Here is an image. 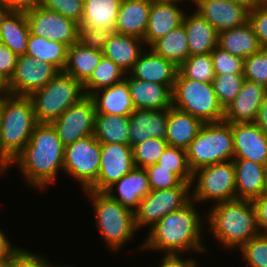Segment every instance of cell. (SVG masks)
<instances>
[{"instance_id": "cell-38", "label": "cell", "mask_w": 267, "mask_h": 267, "mask_svg": "<svg viewBox=\"0 0 267 267\" xmlns=\"http://www.w3.org/2000/svg\"><path fill=\"white\" fill-rule=\"evenodd\" d=\"M178 73L184 78L212 83L215 73L211 54L189 56L178 66Z\"/></svg>"}, {"instance_id": "cell-40", "label": "cell", "mask_w": 267, "mask_h": 267, "mask_svg": "<svg viewBox=\"0 0 267 267\" xmlns=\"http://www.w3.org/2000/svg\"><path fill=\"white\" fill-rule=\"evenodd\" d=\"M244 80L243 74L215 75L212 83L217 100L223 109L238 95Z\"/></svg>"}, {"instance_id": "cell-1", "label": "cell", "mask_w": 267, "mask_h": 267, "mask_svg": "<svg viewBox=\"0 0 267 267\" xmlns=\"http://www.w3.org/2000/svg\"><path fill=\"white\" fill-rule=\"evenodd\" d=\"M65 145L51 123H38L23 150L13 159L29 184L46 188L56 183L58 171L64 168Z\"/></svg>"}, {"instance_id": "cell-12", "label": "cell", "mask_w": 267, "mask_h": 267, "mask_svg": "<svg viewBox=\"0 0 267 267\" xmlns=\"http://www.w3.org/2000/svg\"><path fill=\"white\" fill-rule=\"evenodd\" d=\"M25 14L32 35L63 43L67 47L79 41V23L75 20L40 5Z\"/></svg>"}, {"instance_id": "cell-48", "label": "cell", "mask_w": 267, "mask_h": 267, "mask_svg": "<svg viewBox=\"0 0 267 267\" xmlns=\"http://www.w3.org/2000/svg\"><path fill=\"white\" fill-rule=\"evenodd\" d=\"M248 22L261 47L267 48V6H255L249 10Z\"/></svg>"}, {"instance_id": "cell-63", "label": "cell", "mask_w": 267, "mask_h": 267, "mask_svg": "<svg viewBox=\"0 0 267 267\" xmlns=\"http://www.w3.org/2000/svg\"><path fill=\"white\" fill-rule=\"evenodd\" d=\"M0 267H7V261H0Z\"/></svg>"}, {"instance_id": "cell-49", "label": "cell", "mask_w": 267, "mask_h": 267, "mask_svg": "<svg viewBox=\"0 0 267 267\" xmlns=\"http://www.w3.org/2000/svg\"><path fill=\"white\" fill-rule=\"evenodd\" d=\"M50 264L44 257L19 248L10 259L7 260V267H49Z\"/></svg>"}, {"instance_id": "cell-8", "label": "cell", "mask_w": 267, "mask_h": 267, "mask_svg": "<svg viewBox=\"0 0 267 267\" xmlns=\"http://www.w3.org/2000/svg\"><path fill=\"white\" fill-rule=\"evenodd\" d=\"M172 107L193 115L203 123L219 122L224 116L213 83L184 78L179 73L172 89Z\"/></svg>"}, {"instance_id": "cell-62", "label": "cell", "mask_w": 267, "mask_h": 267, "mask_svg": "<svg viewBox=\"0 0 267 267\" xmlns=\"http://www.w3.org/2000/svg\"><path fill=\"white\" fill-rule=\"evenodd\" d=\"M257 6H267V0H257Z\"/></svg>"}, {"instance_id": "cell-24", "label": "cell", "mask_w": 267, "mask_h": 267, "mask_svg": "<svg viewBox=\"0 0 267 267\" xmlns=\"http://www.w3.org/2000/svg\"><path fill=\"white\" fill-rule=\"evenodd\" d=\"M114 186H117L115 188L119 196L113 192ZM150 190L151 188L145 168L134 167L128 174L111 185L106 193L112 199L117 200L123 206L134 211V208L138 207L140 200L143 199Z\"/></svg>"}, {"instance_id": "cell-16", "label": "cell", "mask_w": 267, "mask_h": 267, "mask_svg": "<svg viewBox=\"0 0 267 267\" xmlns=\"http://www.w3.org/2000/svg\"><path fill=\"white\" fill-rule=\"evenodd\" d=\"M197 12L218 32L242 26L248 22L249 9L230 0H197Z\"/></svg>"}, {"instance_id": "cell-27", "label": "cell", "mask_w": 267, "mask_h": 267, "mask_svg": "<svg viewBox=\"0 0 267 267\" xmlns=\"http://www.w3.org/2000/svg\"><path fill=\"white\" fill-rule=\"evenodd\" d=\"M90 97L94 101L96 113L130 116L135 110L128 84L124 79L110 87L97 90Z\"/></svg>"}, {"instance_id": "cell-34", "label": "cell", "mask_w": 267, "mask_h": 267, "mask_svg": "<svg viewBox=\"0 0 267 267\" xmlns=\"http://www.w3.org/2000/svg\"><path fill=\"white\" fill-rule=\"evenodd\" d=\"M93 135L100 143L129 144V116L96 113Z\"/></svg>"}, {"instance_id": "cell-52", "label": "cell", "mask_w": 267, "mask_h": 267, "mask_svg": "<svg viewBox=\"0 0 267 267\" xmlns=\"http://www.w3.org/2000/svg\"><path fill=\"white\" fill-rule=\"evenodd\" d=\"M158 267H192L196 262L194 259L182 260L178 254L166 253Z\"/></svg>"}, {"instance_id": "cell-18", "label": "cell", "mask_w": 267, "mask_h": 267, "mask_svg": "<svg viewBox=\"0 0 267 267\" xmlns=\"http://www.w3.org/2000/svg\"><path fill=\"white\" fill-rule=\"evenodd\" d=\"M234 159L264 164L267 160V135L254 122L231 123Z\"/></svg>"}, {"instance_id": "cell-55", "label": "cell", "mask_w": 267, "mask_h": 267, "mask_svg": "<svg viewBox=\"0 0 267 267\" xmlns=\"http://www.w3.org/2000/svg\"><path fill=\"white\" fill-rule=\"evenodd\" d=\"M267 135V95L259 107L256 120L254 122Z\"/></svg>"}, {"instance_id": "cell-20", "label": "cell", "mask_w": 267, "mask_h": 267, "mask_svg": "<svg viewBox=\"0 0 267 267\" xmlns=\"http://www.w3.org/2000/svg\"><path fill=\"white\" fill-rule=\"evenodd\" d=\"M131 76V77H130ZM124 77L135 109L166 110L172 107V90L167 85Z\"/></svg>"}, {"instance_id": "cell-13", "label": "cell", "mask_w": 267, "mask_h": 267, "mask_svg": "<svg viewBox=\"0 0 267 267\" xmlns=\"http://www.w3.org/2000/svg\"><path fill=\"white\" fill-rule=\"evenodd\" d=\"M96 109L90 96L67 108L51 124L62 143L67 146L94 133Z\"/></svg>"}, {"instance_id": "cell-28", "label": "cell", "mask_w": 267, "mask_h": 267, "mask_svg": "<svg viewBox=\"0 0 267 267\" xmlns=\"http://www.w3.org/2000/svg\"><path fill=\"white\" fill-rule=\"evenodd\" d=\"M236 179V198L253 201L264 193V169L260 163L233 159Z\"/></svg>"}, {"instance_id": "cell-2", "label": "cell", "mask_w": 267, "mask_h": 267, "mask_svg": "<svg viewBox=\"0 0 267 267\" xmlns=\"http://www.w3.org/2000/svg\"><path fill=\"white\" fill-rule=\"evenodd\" d=\"M194 207V200H191L161 218L150 229L141 248L175 254L189 250L205 252L206 248L201 243L202 218Z\"/></svg>"}, {"instance_id": "cell-47", "label": "cell", "mask_w": 267, "mask_h": 267, "mask_svg": "<svg viewBox=\"0 0 267 267\" xmlns=\"http://www.w3.org/2000/svg\"><path fill=\"white\" fill-rule=\"evenodd\" d=\"M115 30L103 28H79V42L93 51H102Z\"/></svg>"}, {"instance_id": "cell-50", "label": "cell", "mask_w": 267, "mask_h": 267, "mask_svg": "<svg viewBox=\"0 0 267 267\" xmlns=\"http://www.w3.org/2000/svg\"><path fill=\"white\" fill-rule=\"evenodd\" d=\"M17 57L6 45L0 42V75L7 81L14 73Z\"/></svg>"}, {"instance_id": "cell-60", "label": "cell", "mask_w": 267, "mask_h": 267, "mask_svg": "<svg viewBox=\"0 0 267 267\" xmlns=\"http://www.w3.org/2000/svg\"><path fill=\"white\" fill-rule=\"evenodd\" d=\"M264 169V192L267 193V160L263 164Z\"/></svg>"}, {"instance_id": "cell-19", "label": "cell", "mask_w": 267, "mask_h": 267, "mask_svg": "<svg viewBox=\"0 0 267 267\" xmlns=\"http://www.w3.org/2000/svg\"><path fill=\"white\" fill-rule=\"evenodd\" d=\"M168 109H135L129 116V144L135 145L156 137L162 140L167 135Z\"/></svg>"}, {"instance_id": "cell-22", "label": "cell", "mask_w": 267, "mask_h": 267, "mask_svg": "<svg viewBox=\"0 0 267 267\" xmlns=\"http://www.w3.org/2000/svg\"><path fill=\"white\" fill-rule=\"evenodd\" d=\"M185 12L178 8L176 3L152 1L149 20L144 36L145 45L150 46L171 30L182 25Z\"/></svg>"}, {"instance_id": "cell-4", "label": "cell", "mask_w": 267, "mask_h": 267, "mask_svg": "<svg viewBox=\"0 0 267 267\" xmlns=\"http://www.w3.org/2000/svg\"><path fill=\"white\" fill-rule=\"evenodd\" d=\"M28 96L8 95L0 99V136L4 151L14 159L29 142L37 125Z\"/></svg>"}, {"instance_id": "cell-5", "label": "cell", "mask_w": 267, "mask_h": 267, "mask_svg": "<svg viewBox=\"0 0 267 267\" xmlns=\"http://www.w3.org/2000/svg\"><path fill=\"white\" fill-rule=\"evenodd\" d=\"M28 97L33 103L37 123H52L67 108L86 97V94L81 82L60 71L45 86Z\"/></svg>"}, {"instance_id": "cell-35", "label": "cell", "mask_w": 267, "mask_h": 267, "mask_svg": "<svg viewBox=\"0 0 267 267\" xmlns=\"http://www.w3.org/2000/svg\"><path fill=\"white\" fill-rule=\"evenodd\" d=\"M67 46L29 33L25 54L37 61L47 62L63 71L67 61Z\"/></svg>"}, {"instance_id": "cell-23", "label": "cell", "mask_w": 267, "mask_h": 267, "mask_svg": "<svg viewBox=\"0 0 267 267\" xmlns=\"http://www.w3.org/2000/svg\"><path fill=\"white\" fill-rule=\"evenodd\" d=\"M152 0H122L115 32L144 39Z\"/></svg>"}, {"instance_id": "cell-43", "label": "cell", "mask_w": 267, "mask_h": 267, "mask_svg": "<svg viewBox=\"0 0 267 267\" xmlns=\"http://www.w3.org/2000/svg\"><path fill=\"white\" fill-rule=\"evenodd\" d=\"M242 256L250 267H267V234H259L241 248Z\"/></svg>"}, {"instance_id": "cell-54", "label": "cell", "mask_w": 267, "mask_h": 267, "mask_svg": "<svg viewBox=\"0 0 267 267\" xmlns=\"http://www.w3.org/2000/svg\"><path fill=\"white\" fill-rule=\"evenodd\" d=\"M18 249L12 247L6 235L0 230V261H7Z\"/></svg>"}, {"instance_id": "cell-61", "label": "cell", "mask_w": 267, "mask_h": 267, "mask_svg": "<svg viewBox=\"0 0 267 267\" xmlns=\"http://www.w3.org/2000/svg\"><path fill=\"white\" fill-rule=\"evenodd\" d=\"M152 1H159V2H167V3H176L183 1V0H152ZM185 1V0H184ZM193 3L196 4L197 0H191Z\"/></svg>"}, {"instance_id": "cell-44", "label": "cell", "mask_w": 267, "mask_h": 267, "mask_svg": "<svg viewBox=\"0 0 267 267\" xmlns=\"http://www.w3.org/2000/svg\"><path fill=\"white\" fill-rule=\"evenodd\" d=\"M213 59L214 73L220 74H243L244 59L230 54L228 51L216 46L210 53Z\"/></svg>"}, {"instance_id": "cell-45", "label": "cell", "mask_w": 267, "mask_h": 267, "mask_svg": "<svg viewBox=\"0 0 267 267\" xmlns=\"http://www.w3.org/2000/svg\"><path fill=\"white\" fill-rule=\"evenodd\" d=\"M151 190L169 189L179 186L183 181L169 169L157 164L145 167Z\"/></svg>"}, {"instance_id": "cell-17", "label": "cell", "mask_w": 267, "mask_h": 267, "mask_svg": "<svg viewBox=\"0 0 267 267\" xmlns=\"http://www.w3.org/2000/svg\"><path fill=\"white\" fill-rule=\"evenodd\" d=\"M267 95V88L253 81L244 80L235 99L224 109L223 120L228 123H253L259 107Z\"/></svg>"}, {"instance_id": "cell-41", "label": "cell", "mask_w": 267, "mask_h": 267, "mask_svg": "<svg viewBox=\"0 0 267 267\" xmlns=\"http://www.w3.org/2000/svg\"><path fill=\"white\" fill-rule=\"evenodd\" d=\"M167 146L166 140L156 137L148 138L140 144L135 145L132 148L135 167L145 168L149 165L156 164Z\"/></svg>"}, {"instance_id": "cell-7", "label": "cell", "mask_w": 267, "mask_h": 267, "mask_svg": "<svg viewBox=\"0 0 267 267\" xmlns=\"http://www.w3.org/2000/svg\"><path fill=\"white\" fill-rule=\"evenodd\" d=\"M92 199L96 225L104 241L113 249L119 250L134 236V211L112 199L106 192L84 190Z\"/></svg>"}, {"instance_id": "cell-31", "label": "cell", "mask_w": 267, "mask_h": 267, "mask_svg": "<svg viewBox=\"0 0 267 267\" xmlns=\"http://www.w3.org/2000/svg\"><path fill=\"white\" fill-rule=\"evenodd\" d=\"M103 56L102 51L86 48L79 41L67 48V61L64 73L84 84L92 75Z\"/></svg>"}, {"instance_id": "cell-46", "label": "cell", "mask_w": 267, "mask_h": 267, "mask_svg": "<svg viewBox=\"0 0 267 267\" xmlns=\"http://www.w3.org/2000/svg\"><path fill=\"white\" fill-rule=\"evenodd\" d=\"M40 6L80 24L83 17L84 0H41Z\"/></svg>"}, {"instance_id": "cell-10", "label": "cell", "mask_w": 267, "mask_h": 267, "mask_svg": "<svg viewBox=\"0 0 267 267\" xmlns=\"http://www.w3.org/2000/svg\"><path fill=\"white\" fill-rule=\"evenodd\" d=\"M191 183L182 182L177 187L161 190H150L140 200L138 207L134 209V222L136 229L146 225L150 229L164 216L178 210L189 203L191 199Z\"/></svg>"}, {"instance_id": "cell-6", "label": "cell", "mask_w": 267, "mask_h": 267, "mask_svg": "<svg viewBox=\"0 0 267 267\" xmlns=\"http://www.w3.org/2000/svg\"><path fill=\"white\" fill-rule=\"evenodd\" d=\"M186 151L188 165L192 172L204 166L233 161L231 123L224 120L204 123Z\"/></svg>"}, {"instance_id": "cell-59", "label": "cell", "mask_w": 267, "mask_h": 267, "mask_svg": "<svg viewBox=\"0 0 267 267\" xmlns=\"http://www.w3.org/2000/svg\"><path fill=\"white\" fill-rule=\"evenodd\" d=\"M230 1L242 4L249 10L257 6V0H230Z\"/></svg>"}, {"instance_id": "cell-51", "label": "cell", "mask_w": 267, "mask_h": 267, "mask_svg": "<svg viewBox=\"0 0 267 267\" xmlns=\"http://www.w3.org/2000/svg\"><path fill=\"white\" fill-rule=\"evenodd\" d=\"M252 202L256 211V219L259 232L260 234H267V193H262Z\"/></svg>"}, {"instance_id": "cell-9", "label": "cell", "mask_w": 267, "mask_h": 267, "mask_svg": "<svg viewBox=\"0 0 267 267\" xmlns=\"http://www.w3.org/2000/svg\"><path fill=\"white\" fill-rule=\"evenodd\" d=\"M195 179L197 180L196 186L191 194L194 202L211 199L218 203L237 199L233 161L201 167L192 173L191 186Z\"/></svg>"}, {"instance_id": "cell-15", "label": "cell", "mask_w": 267, "mask_h": 267, "mask_svg": "<svg viewBox=\"0 0 267 267\" xmlns=\"http://www.w3.org/2000/svg\"><path fill=\"white\" fill-rule=\"evenodd\" d=\"M100 153L98 178L89 189L106 192L135 167L133 151L130 144L101 143Z\"/></svg>"}, {"instance_id": "cell-25", "label": "cell", "mask_w": 267, "mask_h": 267, "mask_svg": "<svg viewBox=\"0 0 267 267\" xmlns=\"http://www.w3.org/2000/svg\"><path fill=\"white\" fill-rule=\"evenodd\" d=\"M186 33L189 56L208 54L218 44V31L197 12L184 15L182 22Z\"/></svg>"}, {"instance_id": "cell-53", "label": "cell", "mask_w": 267, "mask_h": 267, "mask_svg": "<svg viewBox=\"0 0 267 267\" xmlns=\"http://www.w3.org/2000/svg\"><path fill=\"white\" fill-rule=\"evenodd\" d=\"M11 11H29L40 5L41 0H3Z\"/></svg>"}, {"instance_id": "cell-58", "label": "cell", "mask_w": 267, "mask_h": 267, "mask_svg": "<svg viewBox=\"0 0 267 267\" xmlns=\"http://www.w3.org/2000/svg\"><path fill=\"white\" fill-rule=\"evenodd\" d=\"M11 11V9L7 6V4L0 0V25L3 19L7 16V14Z\"/></svg>"}, {"instance_id": "cell-42", "label": "cell", "mask_w": 267, "mask_h": 267, "mask_svg": "<svg viewBox=\"0 0 267 267\" xmlns=\"http://www.w3.org/2000/svg\"><path fill=\"white\" fill-rule=\"evenodd\" d=\"M243 76L245 80L267 88V48H261L257 53L244 59Z\"/></svg>"}, {"instance_id": "cell-30", "label": "cell", "mask_w": 267, "mask_h": 267, "mask_svg": "<svg viewBox=\"0 0 267 267\" xmlns=\"http://www.w3.org/2000/svg\"><path fill=\"white\" fill-rule=\"evenodd\" d=\"M217 46L243 59L257 53L262 48L249 22L218 32Z\"/></svg>"}, {"instance_id": "cell-57", "label": "cell", "mask_w": 267, "mask_h": 267, "mask_svg": "<svg viewBox=\"0 0 267 267\" xmlns=\"http://www.w3.org/2000/svg\"><path fill=\"white\" fill-rule=\"evenodd\" d=\"M9 94L8 81L0 75V99Z\"/></svg>"}, {"instance_id": "cell-56", "label": "cell", "mask_w": 267, "mask_h": 267, "mask_svg": "<svg viewBox=\"0 0 267 267\" xmlns=\"http://www.w3.org/2000/svg\"><path fill=\"white\" fill-rule=\"evenodd\" d=\"M13 159L4 151L0 136V172H5L9 166L14 165Z\"/></svg>"}, {"instance_id": "cell-29", "label": "cell", "mask_w": 267, "mask_h": 267, "mask_svg": "<svg viewBox=\"0 0 267 267\" xmlns=\"http://www.w3.org/2000/svg\"><path fill=\"white\" fill-rule=\"evenodd\" d=\"M204 123L191 114L174 107L168 108L167 135L168 146L187 149L197 136Z\"/></svg>"}, {"instance_id": "cell-39", "label": "cell", "mask_w": 267, "mask_h": 267, "mask_svg": "<svg viewBox=\"0 0 267 267\" xmlns=\"http://www.w3.org/2000/svg\"><path fill=\"white\" fill-rule=\"evenodd\" d=\"M156 164L161 168L169 169L183 182H192L193 172L188 165L186 149L167 146Z\"/></svg>"}, {"instance_id": "cell-32", "label": "cell", "mask_w": 267, "mask_h": 267, "mask_svg": "<svg viewBox=\"0 0 267 267\" xmlns=\"http://www.w3.org/2000/svg\"><path fill=\"white\" fill-rule=\"evenodd\" d=\"M29 33V24L25 12L10 11L0 25V42L17 56L24 55Z\"/></svg>"}, {"instance_id": "cell-36", "label": "cell", "mask_w": 267, "mask_h": 267, "mask_svg": "<svg viewBox=\"0 0 267 267\" xmlns=\"http://www.w3.org/2000/svg\"><path fill=\"white\" fill-rule=\"evenodd\" d=\"M149 47L155 54L174 62L177 66L189 57L187 33L183 24L153 42Z\"/></svg>"}, {"instance_id": "cell-11", "label": "cell", "mask_w": 267, "mask_h": 267, "mask_svg": "<svg viewBox=\"0 0 267 267\" xmlns=\"http://www.w3.org/2000/svg\"><path fill=\"white\" fill-rule=\"evenodd\" d=\"M101 143L89 135L65 146L63 170L75 178L83 190L89 189L98 178Z\"/></svg>"}, {"instance_id": "cell-33", "label": "cell", "mask_w": 267, "mask_h": 267, "mask_svg": "<svg viewBox=\"0 0 267 267\" xmlns=\"http://www.w3.org/2000/svg\"><path fill=\"white\" fill-rule=\"evenodd\" d=\"M122 0H84L83 17L79 28L115 30Z\"/></svg>"}, {"instance_id": "cell-37", "label": "cell", "mask_w": 267, "mask_h": 267, "mask_svg": "<svg viewBox=\"0 0 267 267\" xmlns=\"http://www.w3.org/2000/svg\"><path fill=\"white\" fill-rule=\"evenodd\" d=\"M125 74L112 60L102 56L91 77L83 84L86 96L121 82Z\"/></svg>"}, {"instance_id": "cell-21", "label": "cell", "mask_w": 267, "mask_h": 267, "mask_svg": "<svg viewBox=\"0 0 267 267\" xmlns=\"http://www.w3.org/2000/svg\"><path fill=\"white\" fill-rule=\"evenodd\" d=\"M129 73L139 80L167 85L172 90L178 73V66L151 50L148 53H141Z\"/></svg>"}, {"instance_id": "cell-3", "label": "cell", "mask_w": 267, "mask_h": 267, "mask_svg": "<svg viewBox=\"0 0 267 267\" xmlns=\"http://www.w3.org/2000/svg\"><path fill=\"white\" fill-rule=\"evenodd\" d=\"M207 215L209 230L228 249H240L260 234L252 201L235 199L215 203Z\"/></svg>"}, {"instance_id": "cell-26", "label": "cell", "mask_w": 267, "mask_h": 267, "mask_svg": "<svg viewBox=\"0 0 267 267\" xmlns=\"http://www.w3.org/2000/svg\"><path fill=\"white\" fill-rule=\"evenodd\" d=\"M143 44L145 43L141 38L114 32L106 42L102 53L127 74L143 52L140 46Z\"/></svg>"}, {"instance_id": "cell-14", "label": "cell", "mask_w": 267, "mask_h": 267, "mask_svg": "<svg viewBox=\"0 0 267 267\" xmlns=\"http://www.w3.org/2000/svg\"><path fill=\"white\" fill-rule=\"evenodd\" d=\"M59 72L52 64L37 61L26 54L19 55L14 73L8 81L10 95L29 96L45 86Z\"/></svg>"}]
</instances>
